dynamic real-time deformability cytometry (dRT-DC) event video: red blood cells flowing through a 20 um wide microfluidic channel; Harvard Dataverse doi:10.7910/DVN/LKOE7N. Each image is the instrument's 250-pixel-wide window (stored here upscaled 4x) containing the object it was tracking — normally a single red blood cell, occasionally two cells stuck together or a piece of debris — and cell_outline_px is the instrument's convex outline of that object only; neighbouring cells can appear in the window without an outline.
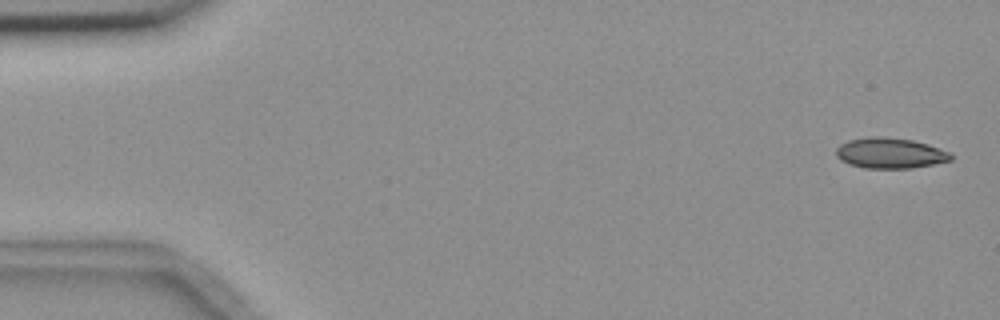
{"species": "common noctule bat (a hibernating species)", "species_latin": "Nyctalus noctula", "temperature_condition": "room temperature", "stored_images_in_passage": 5, "camera_frame_rate_fps": 3000, "um_per_image_px": 0.085, "animal": {"sex": "female", "body_mass_g": 18.4}, "frame": {"image": 1, "passage_image": 1, "time_ms": 0.0, "image_size_px": [1000, 320], "cell_outline_px": [[952, 160], [912, 168], [864, 168], [848, 164], [840, 160], [836, 156], [836, 148], [840, 144], [848, 140], [868, 136], [884, 136], [912, 140], [928, 144], [952, 152]], "centroid_in_image_um": [75.64, 13.0], "position_along_channel_um": 9.4, "area_um2": 20.69}}
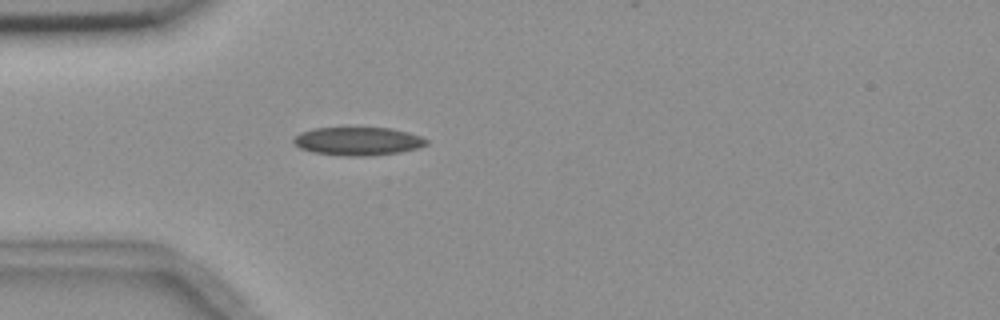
{"frame": {"image": 2, "passage_image": 5, "time_ms": 4.667, "image_size_px": [1000, 320], "cell_outline_px": [[428, 144], [416, 148], [400, 152], [364, 156], [348, 156], [312, 152], [300, 148], [292, 140], [300, 132], [312, 128], [392, 128], [408, 132], [420, 136], [428, 140]], "centroid_in_image_um": [30.42, 12.0], "position_along_channel_um": 54.6, "area_um2": 21.73}}